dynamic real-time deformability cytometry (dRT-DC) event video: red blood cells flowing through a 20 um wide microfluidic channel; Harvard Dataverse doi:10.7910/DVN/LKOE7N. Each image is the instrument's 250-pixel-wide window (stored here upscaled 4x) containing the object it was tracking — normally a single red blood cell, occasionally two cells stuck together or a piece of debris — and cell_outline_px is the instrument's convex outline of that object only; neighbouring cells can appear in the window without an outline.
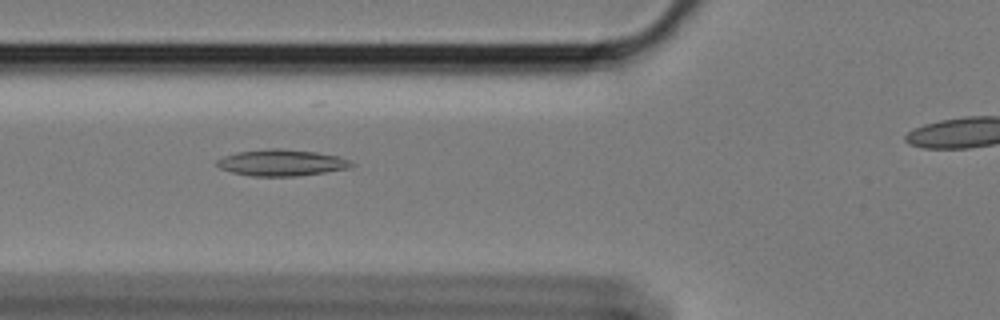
{"species": "Egyptian fruit bat (a non-hibernating species)", "species_latin": "Rousettus aegyptiacus", "temperature_condition": "cold", "stored_images_in_passage": 37, "camera_frame_rate_fps": 3000, "um_per_image_px": 0.085, "animal": {"sex": "female"}, "frame": {"image": 1, "passage_image": 7, "time_ms": 2.0, "image_size_px": [1000, 320], "cell_outline_px": [[356, 164], [348, 168], [324, 172], [296, 176], [252, 176], [232, 172], [220, 168], [216, 164], [216, 160], [224, 156], [236, 152], [272, 148], [280, 148], [316, 152], [336, 156], [348, 160]], "centroid_in_image_um": [23.9, 13.83], "position_along_channel_um": 101.9, "area_um2": 20.52}}
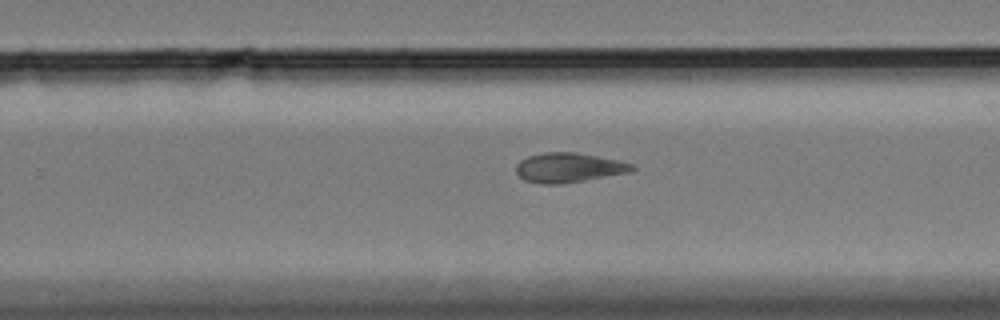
{"frame": {"image": 2, "passage_image": 23, "time_ms": 7.333, "image_size_px": [1000, 320], "cell_outline_px": [[636, 168], [632, 172], [560, 184], [544, 184], [524, 180], [516, 172], [516, 164], [520, 160], [528, 156], [544, 152], [576, 152], [616, 160], [632, 164]], "centroid_in_image_um": [48.32, 14.25], "position_along_channel_um": 281.5, "area_um2": 19.88}}
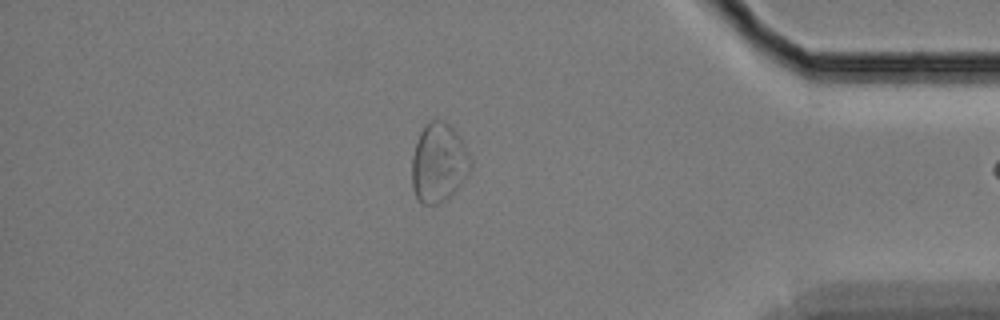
{"frame": {"image": 3, "passage_image": 36, "time_ms": 11.667, "image_size_px": [1000, 320], "cell_outline_px": [[472, 168], [464, 180], [444, 200], [436, 204], [420, 204], [412, 188], [412, 156], [420, 132], [424, 124], [428, 120], [440, 120], [448, 124], [460, 136], [472, 160]], "centroid_in_image_um": [37.28, 13.82], "position_along_channel_um": 397.9, "area_um2": 26.99}}